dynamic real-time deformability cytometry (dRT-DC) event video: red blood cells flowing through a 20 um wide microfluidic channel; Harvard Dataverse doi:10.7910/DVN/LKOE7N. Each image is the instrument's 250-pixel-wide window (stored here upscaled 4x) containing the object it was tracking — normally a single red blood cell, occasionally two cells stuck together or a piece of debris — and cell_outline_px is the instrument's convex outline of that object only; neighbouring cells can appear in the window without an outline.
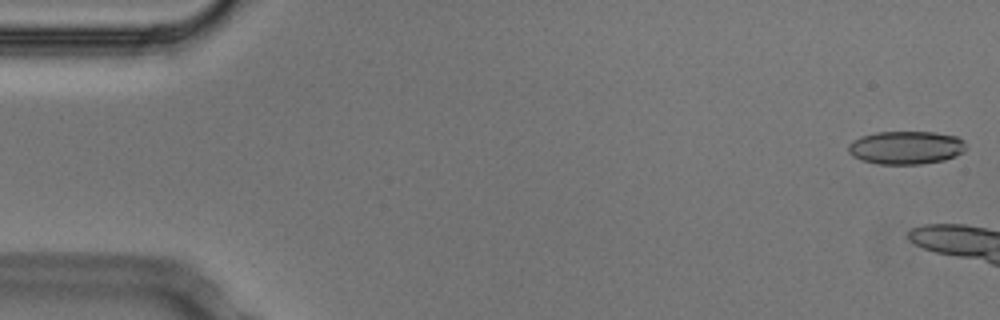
{"species": "Egyptian fruit bat (a non-hibernating species)", "species_latin": "Rousettus aegyptiacus", "temperature_condition": "cold", "stored_images_in_passage": 6, "camera_frame_rate_fps": 3000, "um_per_image_px": 0.085, "animal": {"sex": "male"}, "frame": {"image": 1, "passage_image": 1, "time_ms": 0.0, "image_size_px": [1000, 320], "cell_outline_px": [[964, 152], [956, 156], [944, 160], [920, 164], [880, 164], [864, 160], [852, 156], [848, 152], [848, 144], [852, 140], [860, 136], [876, 132], [936, 132], [956, 136], [964, 140]], "centroid_in_image_um": [77.0, 12.54], "position_along_channel_um": 8.0, "area_um2": 22.83}}